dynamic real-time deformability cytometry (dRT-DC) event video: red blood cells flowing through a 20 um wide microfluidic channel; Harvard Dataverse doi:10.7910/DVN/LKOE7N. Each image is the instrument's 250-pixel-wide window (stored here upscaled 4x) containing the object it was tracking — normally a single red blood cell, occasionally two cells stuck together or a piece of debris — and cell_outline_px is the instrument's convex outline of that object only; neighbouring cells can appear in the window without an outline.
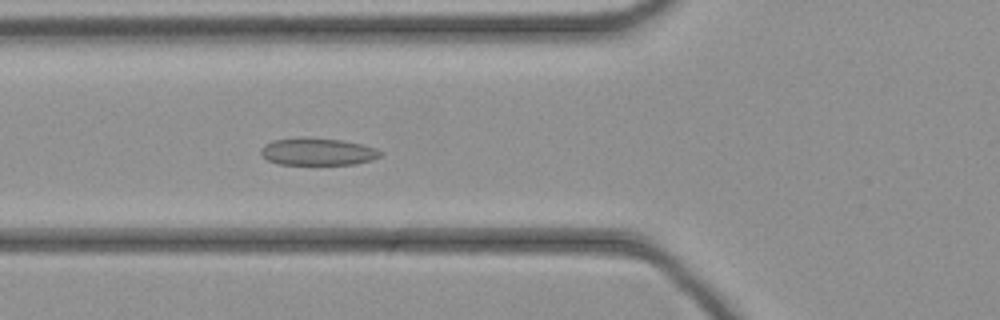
{"species": "common noctule bat (a hibernating species)", "species_latin": "Nyctalus noctula", "temperature_condition": "cold", "stored_images_in_passage": 46, "camera_frame_rate_fps": 3000, "um_per_image_px": 0.085, "animal": {"sex": "female", "body_mass_g": 21.9}, "frame": {"image": 1, "passage_image": 17, "time_ms": 5.333, "image_size_px": [1000, 320], "cell_outline_px": [[384, 152], [380, 156], [372, 160], [356, 164], [280, 164], [268, 160], [260, 152], [260, 148], [264, 144], [272, 140], [300, 136], [340, 140], [360, 144], [376, 148]], "centroid_in_image_um": [26.98, 12.88], "position_along_channel_um": 98.8, "area_um2": 19.13}}
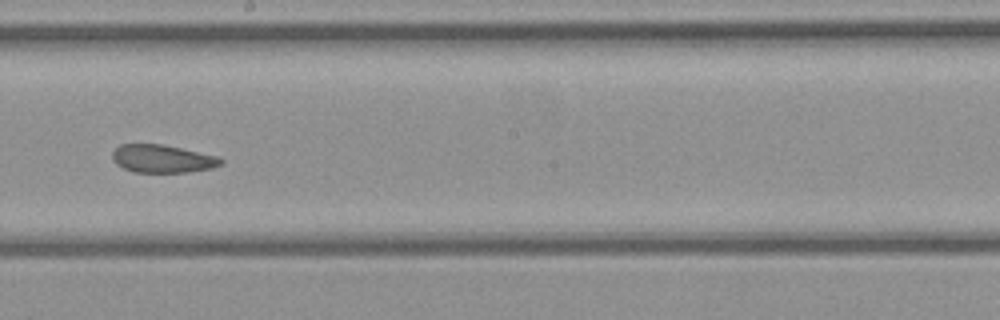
{"frame": {"image": 2, "passage_image": 26, "time_ms": 8.333, "image_size_px": [1000, 320], "cell_outline_px": [[224, 164], [212, 168], [188, 172], [136, 172], [124, 168], [116, 164], [112, 160], [112, 152], [120, 144], [164, 144], [220, 156], [224, 160]], "centroid_in_image_um": [13.85, 13.48], "position_along_channel_um": 234.3, "area_um2": 17.92}}
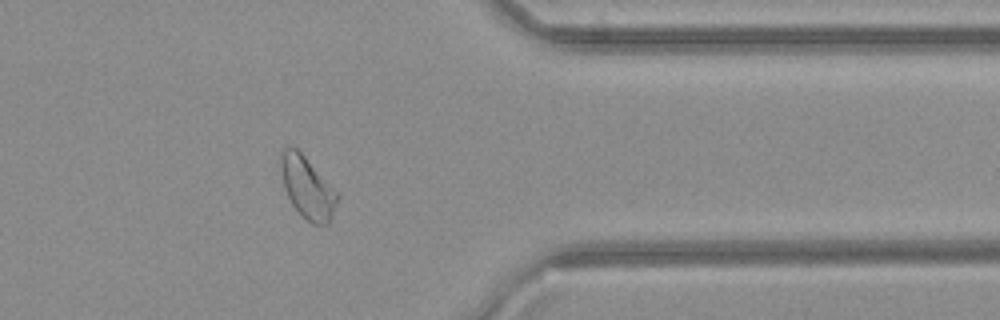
{"frame": {"image": 3, "passage_image": 37, "time_ms": 12.0, "image_size_px": [1000, 320], "cell_outline_px": [[340, 196], [332, 216], [328, 224], [312, 224], [292, 204], [284, 188], [280, 164], [280, 152], [284, 148], [296, 148], [340, 192]], "centroid_in_image_um": [26.17, 15.93], "position_along_channel_um": 385.2, "area_um2": 20.29}}